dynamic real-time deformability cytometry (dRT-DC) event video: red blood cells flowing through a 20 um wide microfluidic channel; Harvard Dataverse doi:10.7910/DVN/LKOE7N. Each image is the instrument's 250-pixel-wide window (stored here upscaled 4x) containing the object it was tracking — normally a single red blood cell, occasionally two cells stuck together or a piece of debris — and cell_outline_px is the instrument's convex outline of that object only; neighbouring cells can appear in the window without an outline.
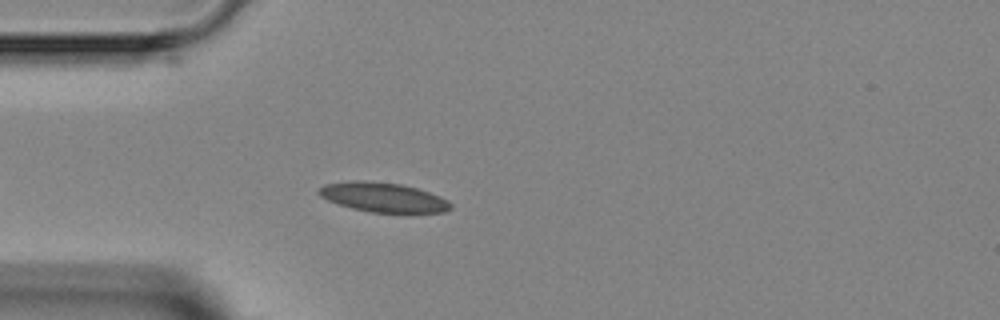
{"species": "Egyptian fruit bat (a non-hibernating species)", "species_latin": "Rousettus aegyptiacus", "temperature_condition": "room temperature", "stored_images_in_passage": 4, "camera_frame_rate_fps": 3000, "um_per_image_px": 0.085, "animal": {"sex": "female"}, "frame": {"image": 1, "passage_image": 4, "time_ms": 4.333, "image_size_px": [1000, 320], "cell_outline_px": [[452, 208], [444, 212], [372, 212], [352, 208], [328, 200], [320, 196], [316, 192], [324, 184], [352, 180], [364, 180], [400, 184], [416, 188], [440, 196], [448, 200], [452, 204]], "centroid_in_image_um": [32.56, 16.76], "position_along_channel_um": 52.4, "area_um2": 22.48}}